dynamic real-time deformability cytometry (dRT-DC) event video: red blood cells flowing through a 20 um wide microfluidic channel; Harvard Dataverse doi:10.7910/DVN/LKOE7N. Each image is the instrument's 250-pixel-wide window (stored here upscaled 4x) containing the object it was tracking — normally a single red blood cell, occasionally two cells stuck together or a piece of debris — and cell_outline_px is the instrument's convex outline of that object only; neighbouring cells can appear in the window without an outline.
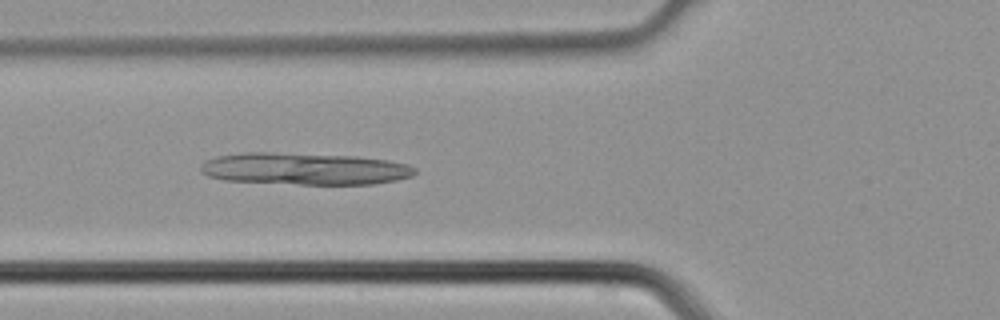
{"species": "common noctule bat (a hibernating species)", "species_latin": "Nyctalus noctula", "temperature_condition": "cold", "stored_images_in_passage": 4, "camera_frame_rate_fps": 3000, "um_per_image_px": 0.085, "animal": {"sex": "male", "body_mass_g": 21.5, "forearm_length_mm": 52.0}, "frame": {"image": 1, "passage_image": 3, "time_ms": 0.667, "image_size_px": [1000, 320], "cell_outline_px": [[416, 172], [412, 176], [396, 180], [372, 184], [300, 184], [224, 180], [208, 176], [200, 172], [200, 168], [204, 160], [216, 156], [244, 152], [272, 152], [356, 156], [388, 160], [408, 164], [416, 168]], "centroid_in_image_um": [25.87, 14.34], "position_along_channel_um": 99.9, "area_um2": 40.11}}